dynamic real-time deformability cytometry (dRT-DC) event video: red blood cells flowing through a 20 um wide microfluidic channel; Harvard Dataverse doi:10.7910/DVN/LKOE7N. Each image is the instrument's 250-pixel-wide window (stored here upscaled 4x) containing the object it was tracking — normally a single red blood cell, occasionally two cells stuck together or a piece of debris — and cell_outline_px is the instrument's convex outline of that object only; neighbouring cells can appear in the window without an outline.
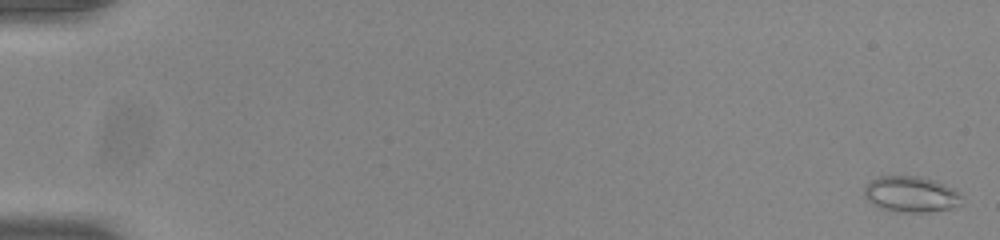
{"species": "common noctule bat (a hibernating species)", "species_latin": "Nyctalus noctula", "temperature_condition": "room temperature", "stored_images_in_passage": 55, "camera_frame_rate_fps": 3000, "um_per_image_px": 0.085, "animal": {"sex": "male", "body_mass_g": 20.0, "forearm_length_mm": 53.3}, "frame": {"image": 1, "passage_image": 2, "time_ms": 0.333, "image_size_px": [1000, 240], "cell_outline_px": [[960, 204], [952, 208], [928, 212], [904, 212], [880, 208], [868, 200], [864, 196], [864, 188], [876, 176], [920, 176], [936, 180], [960, 192]], "centroid_in_image_um": [77.43, 16.5], "position_along_channel_um": 7.6, "area_um2": 20.35}}
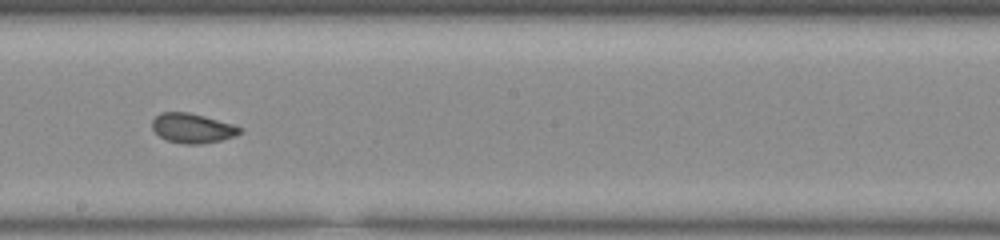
{"frame": {"image": 2, "passage_image": 33, "time_ms": 10.667, "image_size_px": [1000, 240], "cell_outline_px": [[244, 132], [236, 136], [220, 140], [200, 144], [184, 144], [164, 140], [152, 128], [152, 120], [160, 112], [188, 112], [204, 116], [232, 124], [244, 128]], "centroid_in_image_um": [16.37, 10.9], "position_along_channel_um": 231.8, "area_um2": 15.26}}
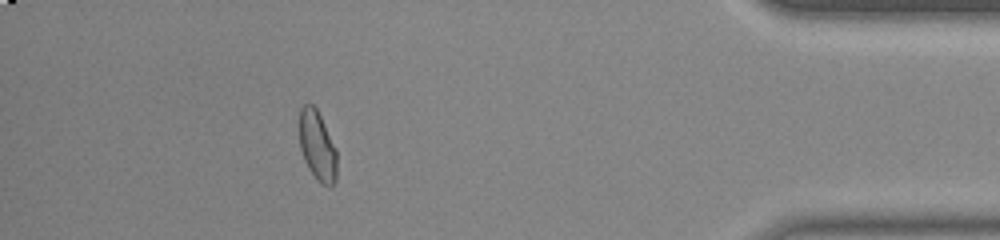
{"frame": {"image": 3, "passage_image": 50, "time_ms": 16.333, "image_size_px": [1000, 240], "cell_outline_px": [[336, 180], [332, 188], [328, 188], [320, 184], [316, 180], [308, 168], [304, 160], [300, 148], [300, 108], [304, 104], [312, 104], [316, 108], [336, 148]], "centroid_in_image_um": [26.98, 12.47], "position_along_channel_um": 408.2, "area_um2": 15.37}, "authors_computed_cell_mechanics": {"area_um2": 16.184, "velocity_mm_per_s": 3.8885, "shape_relaxation_time_tau1_ms": null, "shape_relaxation_time_tau2_ms": 0.9836, "deformation_change_tau1": null, "deformation_change_tau2": 0.0537}}